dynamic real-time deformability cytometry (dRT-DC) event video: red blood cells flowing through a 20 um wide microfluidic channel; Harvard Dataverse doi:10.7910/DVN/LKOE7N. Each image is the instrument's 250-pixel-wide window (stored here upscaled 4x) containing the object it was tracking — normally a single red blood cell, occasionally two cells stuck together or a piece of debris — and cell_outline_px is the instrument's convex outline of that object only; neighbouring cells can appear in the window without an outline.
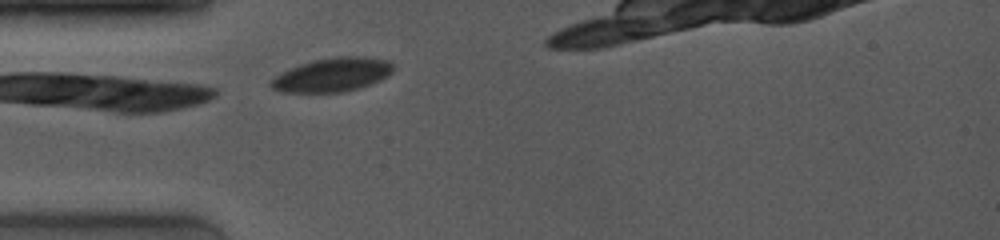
{"species": "common noctule bat (a hibernating species)", "species_latin": "Nyctalus noctula", "temperature_condition": "room temperature", "stored_images_in_passage": 38, "camera_frame_rate_fps": 4000, "um_per_image_px": 0.085, "animal": {"sex": "female", "body_mass_g": 19.0, "forearm_length_mm": 53.3}, "frame": {"image": 1, "passage_image": 1, "time_ms": 0.0, "image_size_px": [1000, 240], "cell_outline_px": [[392, 72], [388, 76], [380, 80], [344, 92], [280, 92], [272, 88], [268, 84], [276, 76], [292, 68], [312, 60], [340, 56], [360, 56], [388, 60], [392, 64]], "centroid_in_image_um": [28.26, 6.36], "position_along_channel_um": 56.7, "area_um2": 23.7}}
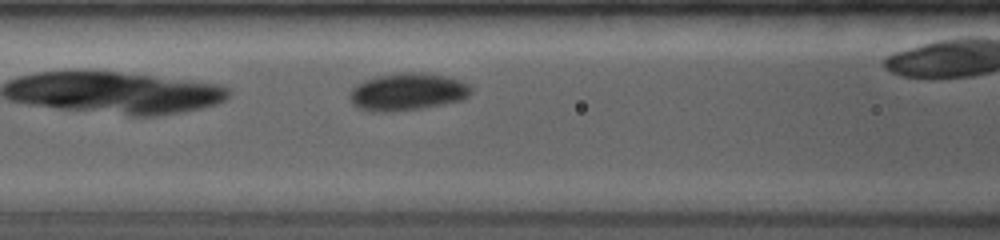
{"frame": {"image": 2, "passage_image": 9, "time_ms": 2.0, "image_size_px": [1000, 240], "cell_outline_px": [[472, 92], [468, 96], [460, 100], [444, 104], [420, 108], [392, 112], [372, 112], [360, 108], [352, 104], [348, 96], [352, 88], [356, 84], [364, 80], [376, 76], [400, 72], [420, 72], [444, 76], [460, 80], [468, 84], [472, 88]], "centroid_in_image_um": [34.6, 7.8], "position_along_channel_um": 132.0, "area_um2": 26.59}}
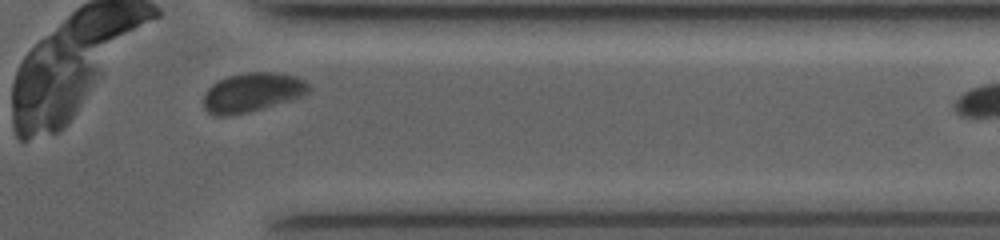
{"frame": {"image": 3, "passage_image": 35, "time_ms": 8.5, "image_size_px": [1000, 240], "cell_outline_px": [[308, 92], [300, 96], [288, 100], [248, 112], [228, 116], [216, 116], [208, 112], [204, 108], [204, 92], [212, 84], [228, 76], [248, 72], [276, 72], [296, 76], [304, 80], [308, 84]], "centroid_in_image_um": [21.39, 7.84], "position_along_channel_um": 390.0, "area_um2": 23.7}}